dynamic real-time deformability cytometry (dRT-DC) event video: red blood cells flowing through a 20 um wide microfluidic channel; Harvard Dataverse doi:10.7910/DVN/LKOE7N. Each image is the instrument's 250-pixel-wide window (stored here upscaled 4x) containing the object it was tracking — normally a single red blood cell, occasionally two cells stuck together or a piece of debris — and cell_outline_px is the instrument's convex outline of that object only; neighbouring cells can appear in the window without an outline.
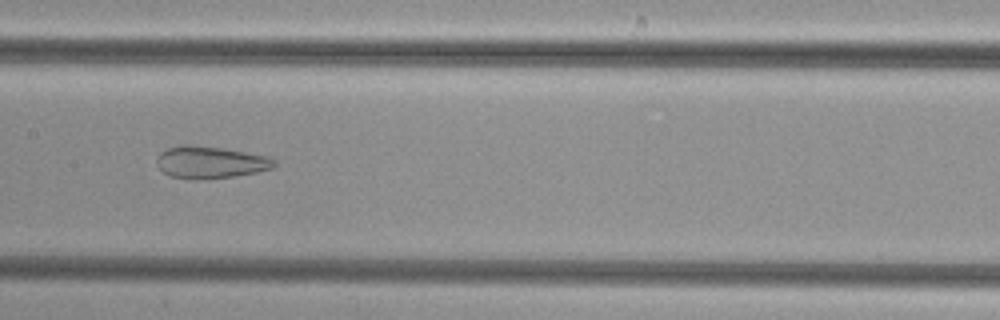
{"species": "common noctule bat (a hibernating species)", "species_latin": "Nyctalus noctula", "temperature_condition": "cold", "stored_images_in_passage": 35, "camera_frame_rate_fps": 3000, "um_per_image_px": 0.085, "animal": {"sex": "female", "body_mass_g": 29.2, "forearm_length_mm": 56.3}, "frame": {"image": 1, "passage_image": 10, "time_ms": 3.0, "image_size_px": [1000, 320], "cell_outline_px": [[276, 164], [272, 168], [256, 172], [236, 176], [172, 176], [164, 172], [156, 164], [156, 156], [160, 152], [168, 148], [180, 144], [184, 144], [224, 148], [268, 156], [276, 160]], "centroid_in_image_um": [17.9, 13.73], "position_along_channel_um": 189.5, "area_um2": 21.15}}
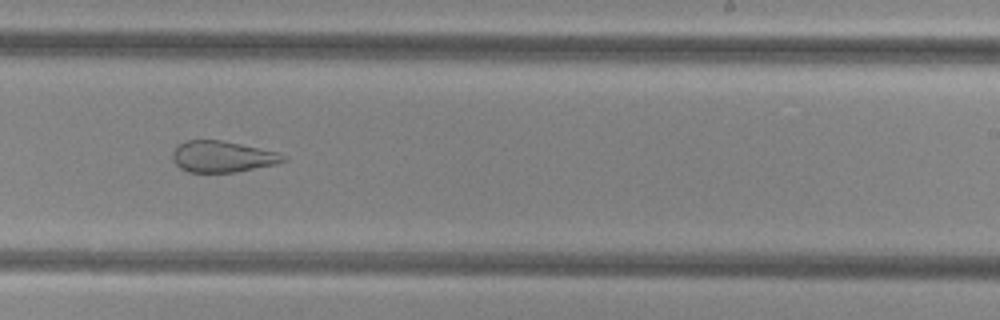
{"frame": {"image": 2, "passage_image": 16, "time_ms": 5.0, "image_size_px": [1000, 320], "cell_outline_px": [[288, 160], [276, 164], [236, 172], [188, 172], [180, 168], [176, 164], [172, 156], [172, 152], [180, 144], [188, 140], [220, 140], [280, 152], [288, 156]], "centroid_in_image_um": [18.96, 13.32], "position_along_channel_um": 270.0, "area_um2": 20.17}}
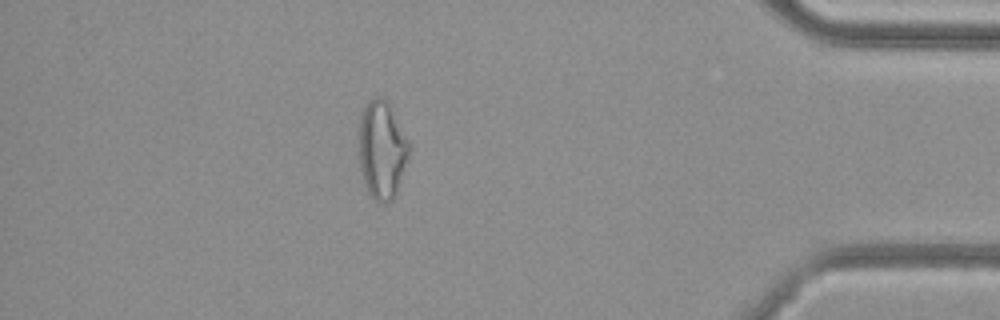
{"frame": {"image": 3, "passage_image": 29, "time_ms": 9.333, "image_size_px": [1000, 320], "cell_outline_px": [[412, 148], [396, 192], [392, 200], [384, 204], [380, 204], [372, 200], [368, 196], [364, 184], [360, 168], [360, 116], [364, 108], [376, 96], [380, 96], [388, 104], [408, 140]], "centroid_in_image_um": [32.47, 12.83], "position_along_channel_um": 402.7, "area_um2": 28.44}}